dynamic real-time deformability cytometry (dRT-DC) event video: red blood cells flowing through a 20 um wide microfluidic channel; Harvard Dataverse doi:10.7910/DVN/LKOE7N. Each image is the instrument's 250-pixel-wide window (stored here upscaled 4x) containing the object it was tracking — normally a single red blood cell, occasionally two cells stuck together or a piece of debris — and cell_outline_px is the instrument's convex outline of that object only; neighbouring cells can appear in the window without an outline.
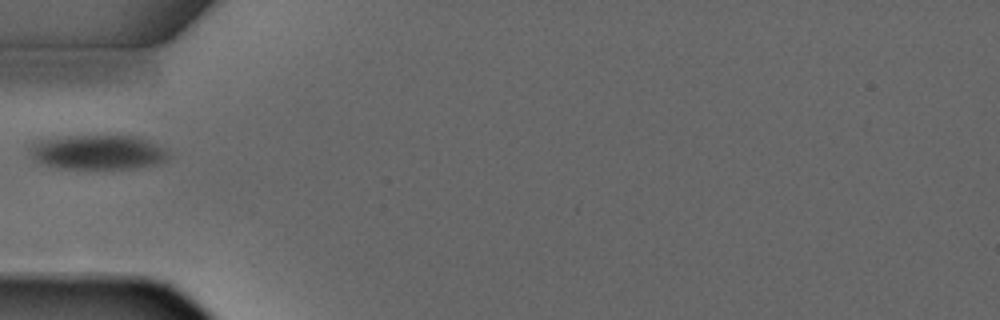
{"species": "common noctule bat (a hibernating species)", "species_latin": "Nyctalus noctula", "temperature_condition": "warm", "stored_images_in_passage": 1, "camera_frame_rate_fps": 3000, "um_per_image_px": 0.085, "animal": {"sex": "male", "forearm_length_mm": 52.5}, "frame": {"image": 1, "passage_image": 1, "time_ms": 0.0, "image_size_px": [1000, 320], "cell_outline_px": [[168, 156], [164, 160], [152, 164], [136, 168], [60, 168], [36, 160], [28, 152], [28, 140], [40, 136], [96, 132], [120, 132], [140, 136], [164, 148], [168, 152]], "centroid_in_image_um": [8.17, 12.8], "position_along_channel_um": 76.8, "area_um2": 30.11}}